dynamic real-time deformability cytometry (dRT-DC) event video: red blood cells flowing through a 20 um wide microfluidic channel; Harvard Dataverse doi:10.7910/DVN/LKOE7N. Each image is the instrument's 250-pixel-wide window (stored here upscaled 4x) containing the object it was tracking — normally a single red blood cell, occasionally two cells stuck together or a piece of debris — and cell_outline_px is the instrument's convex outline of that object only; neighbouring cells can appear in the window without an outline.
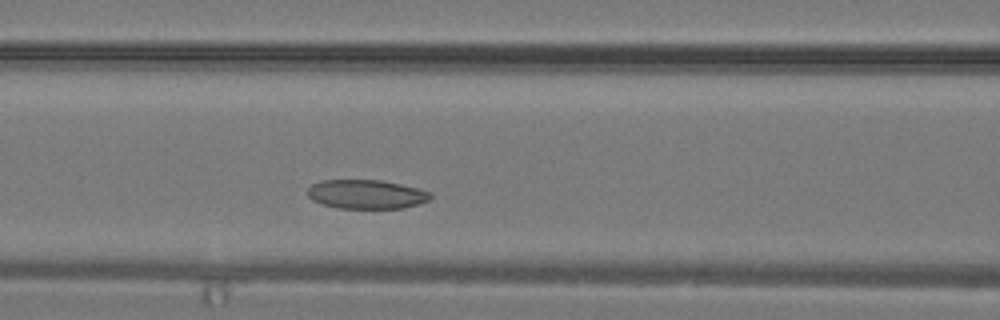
{"species": "common noctule bat (a hibernating species)", "species_latin": "Nyctalus noctula", "temperature_condition": "warm", "stored_images_in_passage": 25, "camera_frame_rate_fps": 3000, "um_per_image_px": 0.085, "animal": {"sex": "male", "body_mass_g": 19.2, "forearm_length_mm": 51.8}, "frame": {"image": 1, "passage_image": 6, "time_ms": 1.667, "image_size_px": [1000, 320], "cell_outline_px": [[432, 196], [428, 200], [404, 208], [336, 208], [312, 200], [308, 196], [308, 188], [312, 184], [320, 180], [380, 180], [400, 184], [432, 192]], "centroid_in_image_um": [31.12, 16.51], "position_along_channel_um": 135.5, "area_um2": 20.69}}
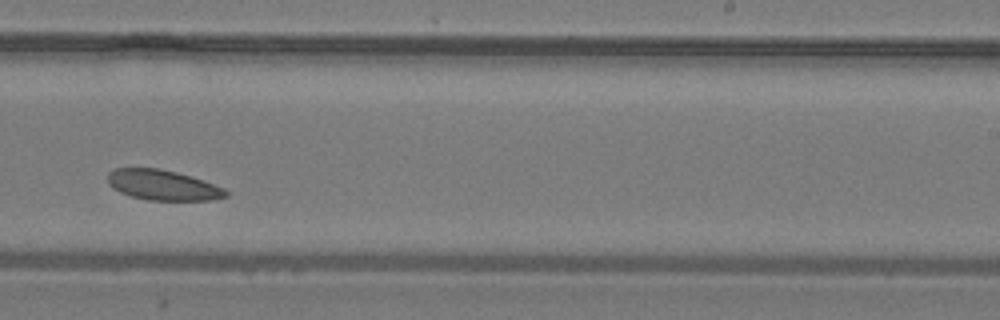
{"frame": {"image": 2, "passage_image": 13, "time_ms": 4.0, "image_size_px": [1000, 320], "cell_outline_px": [[228, 196], [212, 200], [148, 200], [132, 196], [120, 192], [112, 188], [108, 184], [108, 172], [116, 168], [160, 168], [176, 172], [204, 180], [224, 188], [228, 192]], "centroid_in_image_um": [13.84, 15.73], "position_along_channel_um": 275.2, "area_um2": 20.87}}
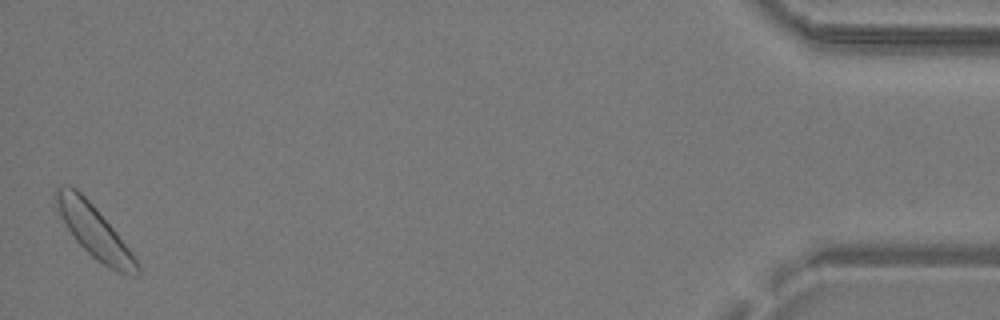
{"frame": {"image": 3, "passage_image": 25, "time_ms": 8.0, "image_size_px": [1000, 320], "cell_outline_px": [[140, 276], [128, 276], [116, 272], [96, 260], [76, 240], [68, 228], [60, 212], [56, 200], [56, 188], [68, 184], [76, 188], [92, 204], [116, 232], [128, 248], [136, 260], [140, 268]], "centroid_in_image_um": [8.07, 19.72], "position_along_channel_um": 427.1, "area_um2": 23.99}}